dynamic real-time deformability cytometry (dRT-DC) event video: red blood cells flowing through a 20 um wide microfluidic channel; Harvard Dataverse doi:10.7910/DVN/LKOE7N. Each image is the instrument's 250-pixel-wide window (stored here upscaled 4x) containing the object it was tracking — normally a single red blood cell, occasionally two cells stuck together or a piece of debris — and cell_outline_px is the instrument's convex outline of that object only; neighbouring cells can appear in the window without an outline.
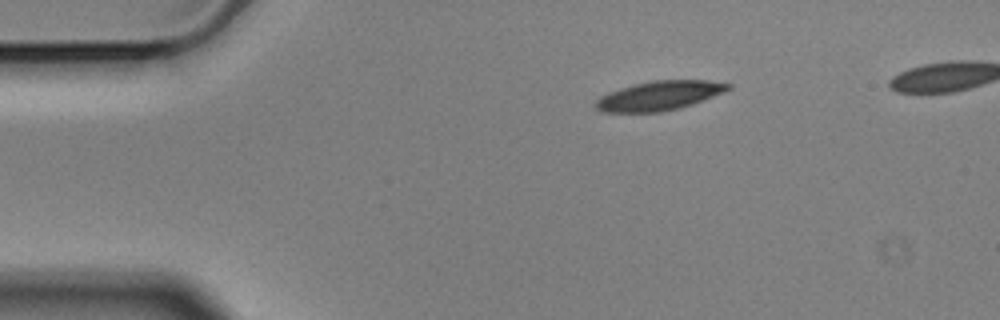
{"species": "Egyptian fruit bat (a non-hibernating species)", "species_latin": "Rousettus aegyptiacus", "temperature_condition": "cold", "stored_images_in_passage": 44, "camera_frame_rate_fps": 3000, "um_per_image_px": 0.085, "animal": {"sex": "male"}, "frame": {"image": 1, "passage_image": 1, "time_ms": 0.0, "image_size_px": [1000, 320], "cell_outline_px": [[732, 88], [692, 104], [680, 108], [660, 112], [604, 112], [596, 108], [596, 100], [600, 96], [620, 88], [652, 80], [708, 80], [732, 84]], "centroid_in_image_um": [56.04, 8.13], "position_along_channel_um": 29.0, "area_um2": 22.37}}
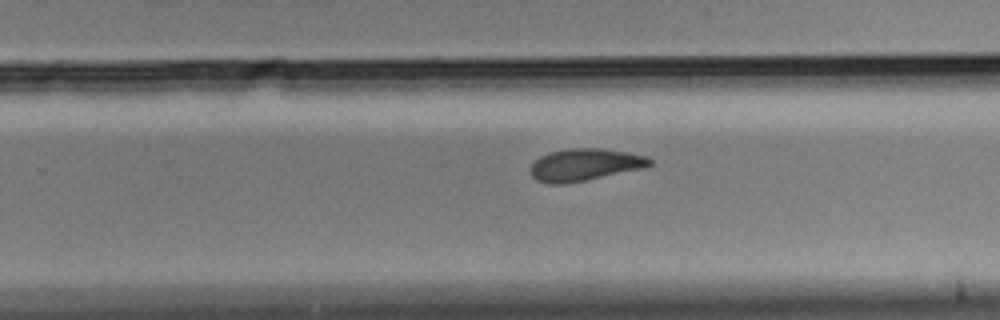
{"frame": {"image": 2, "passage_image": 27, "time_ms": 8.667, "image_size_px": [1000, 320], "cell_outline_px": [[652, 164], [644, 168], [564, 184], [548, 184], [536, 180], [532, 176], [532, 164], [540, 156], [548, 152], [568, 148], [600, 148], [628, 152], [648, 156], [652, 160]], "centroid_in_image_um": [49.72, 13.99], "position_along_channel_um": 280.1, "area_um2": 22.31}}
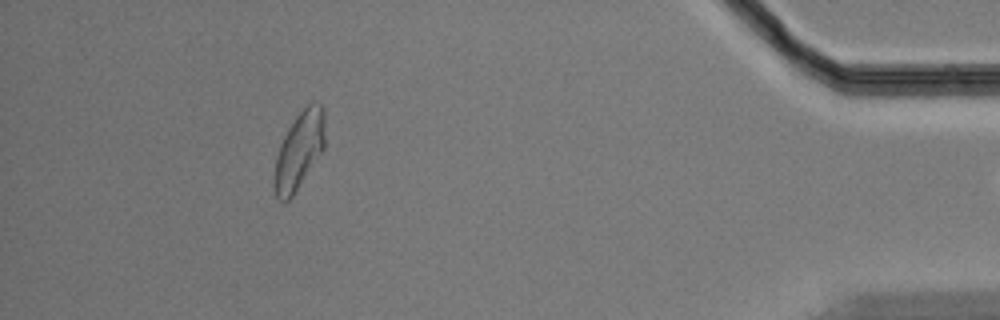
{"frame": {"image": 3, "passage_image": 43, "time_ms": 14.0, "image_size_px": [1000, 320], "cell_outline_px": [[324, 148], [292, 196], [284, 204], [276, 196], [272, 184], [272, 180], [276, 156], [280, 144], [288, 128], [296, 116], [312, 100], [316, 100], [320, 104], [324, 112]], "centroid_in_image_um": [25.39, 12.8], "position_along_channel_um": 409.8, "area_um2": 22.83}}